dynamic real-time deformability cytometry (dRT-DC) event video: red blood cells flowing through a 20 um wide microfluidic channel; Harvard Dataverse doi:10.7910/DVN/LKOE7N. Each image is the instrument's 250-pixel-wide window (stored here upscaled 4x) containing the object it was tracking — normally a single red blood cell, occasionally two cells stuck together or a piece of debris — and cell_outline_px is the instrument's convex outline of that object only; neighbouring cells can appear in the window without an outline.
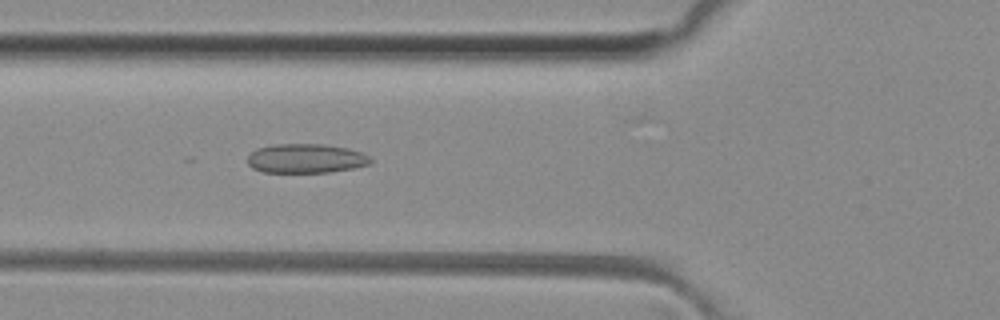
{"species": "common noctule bat (a hibernating species)", "species_latin": "Nyctalus noctula", "temperature_condition": "room temperature", "stored_images_in_passage": 32, "camera_frame_rate_fps": 3000, "um_per_image_px": 0.085, "animal": {"sex": "female", "body_mass_g": 29.2, "forearm_length_mm": 56.3}, "frame": {"image": 1, "passage_image": 5, "time_ms": 1.333, "image_size_px": [1000, 320], "cell_outline_px": [[372, 160], [368, 164], [352, 168], [328, 172], [264, 172], [252, 168], [248, 164], [248, 156], [256, 148], [276, 144], [324, 144], [348, 148], [360, 152], [368, 156]], "centroid_in_image_um": [25.97, 13.46], "position_along_channel_um": 99.8, "area_um2": 20.81}}
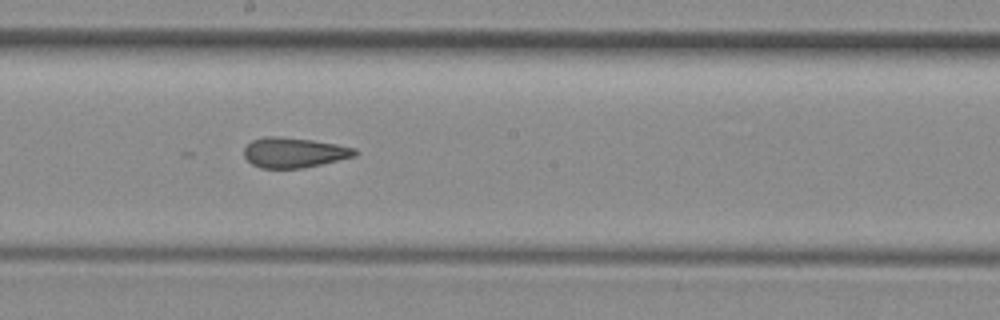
{"frame": {"image": 2, "passage_image": 14, "time_ms": 4.333, "image_size_px": [1000, 320], "cell_outline_px": [[356, 156], [304, 168], [260, 168], [252, 164], [244, 156], [244, 148], [252, 140], [264, 136], [280, 136], [312, 140], [336, 144], [356, 148]], "centroid_in_image_um": [24.98, 12.96], "position_along_channel_um": 223.2, "area_um2": 19.48}}
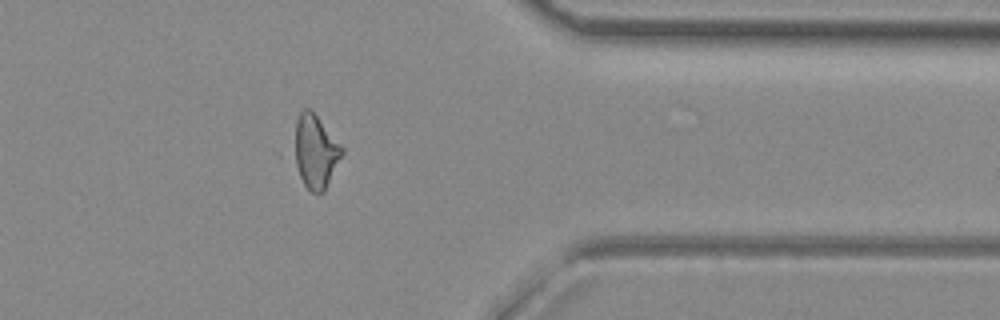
{"frame": {"image": 3, "passage_image": 27, "time_ms": 8.667, "image_size_px": [1000, 320], "cell_outline_px": [[344, 152], [324, 192], [312, 192], [304, 184], [288, 156], [296, 120], [300, 112], [304, 108], [308, 108], [316, 116], [344, 148]], "centroid_in_image_um": [26.7, 12.89], "position_along_channel_um": 384.7, "area_um2": 21.21}}